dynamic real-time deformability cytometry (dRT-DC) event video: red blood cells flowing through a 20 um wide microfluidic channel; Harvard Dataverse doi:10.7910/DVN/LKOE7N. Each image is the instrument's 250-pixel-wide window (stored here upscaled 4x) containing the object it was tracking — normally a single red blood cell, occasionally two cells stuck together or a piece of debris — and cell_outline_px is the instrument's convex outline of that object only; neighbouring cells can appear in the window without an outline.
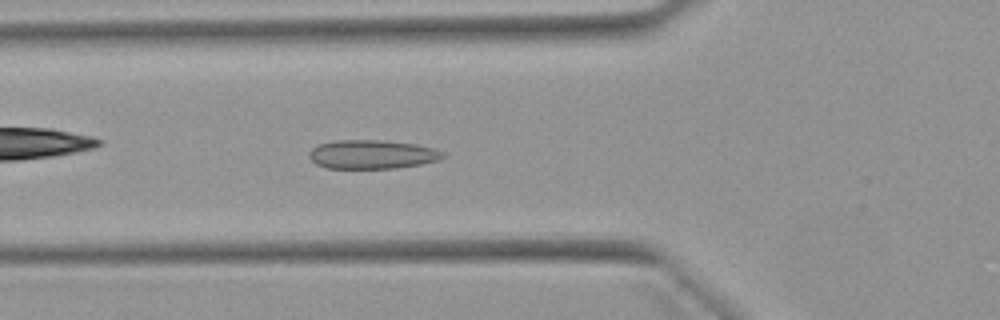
{"species": "Egyptian fruit bat (a non-hibernating species)", "species_latin": "Rousettus aegyptiacus", "temperature_condition": "warm", "stored_images_in_passage": 35, "camera_frame_rate_fps": 3000, "um_per_image_px": 0.085, "animal": {"sex": "female"}, "frame": {"image": 1, "passage_image": 3, "time_ms": 0.667, "image_size_px": [1000, 320], "cell_outline_px": [[444, 156], [440, 160], [420, 164], [396, 168], [328, 168], [316, 164], [308, 156], [308, 152], [312, 148], [320, 144], [336, 140], [384, 140], [416, 144], [432, 148], [444, 152]], "centroid_in_image_um": [31.62, 13.12], "position_along_channel_um": 94.2, "area_um2": 22.48}}
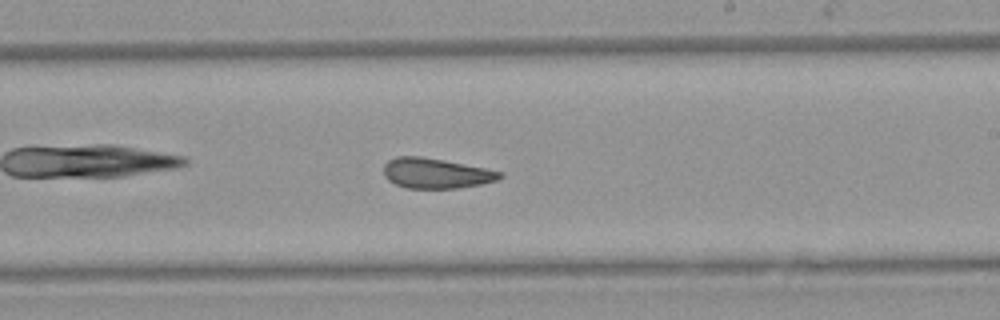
{"frame": {"image": 2, "passage_image": 15, "time_ms": 4.667, "image_size_px": [1000, 320], "cell_outline_px": [[504, 176], [496, 180], [480, 184], [456, 188], [408, 188], [396, 184], [388, 180], [384, 176], [384, 164], [388, 160], [396, 156], [420, 156], [444, 160], [504, 172]], "centroid_in_image_um": [37.04, 14.72], "position_along_channel_um": 252.0, "area_um2": 20.35}}
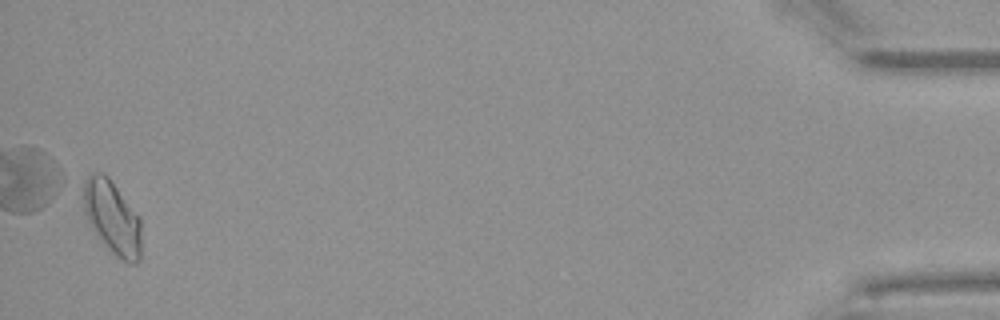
{"frame": {"image": 3, "passage_image": 35, "time_ms": 11.333, "image_size_px": [1000, 320], "cell_outline_px": [[140, 260], [132, 264], [128, 264], [120, 260], [96, 236], [84, 212], [80, 180], [92, 172], [104, 172], [108, 176], [140, 220]], "centroid_in_image_um": [9.47, 18.45], "position_along_channel_um": 425.7, "area_um2": 25.03}, "authors_computed_cell_mechanics": {"area_um2": 21.3282, "velocity_mm_per_s": 3.9508, "shape_relaxation_time_tau1_ms": null, "shape_relaxation_time_tau2_ms": 2.6037, "deformation_change_tau1": null, "deformation_change_tau2": 0.0775}}